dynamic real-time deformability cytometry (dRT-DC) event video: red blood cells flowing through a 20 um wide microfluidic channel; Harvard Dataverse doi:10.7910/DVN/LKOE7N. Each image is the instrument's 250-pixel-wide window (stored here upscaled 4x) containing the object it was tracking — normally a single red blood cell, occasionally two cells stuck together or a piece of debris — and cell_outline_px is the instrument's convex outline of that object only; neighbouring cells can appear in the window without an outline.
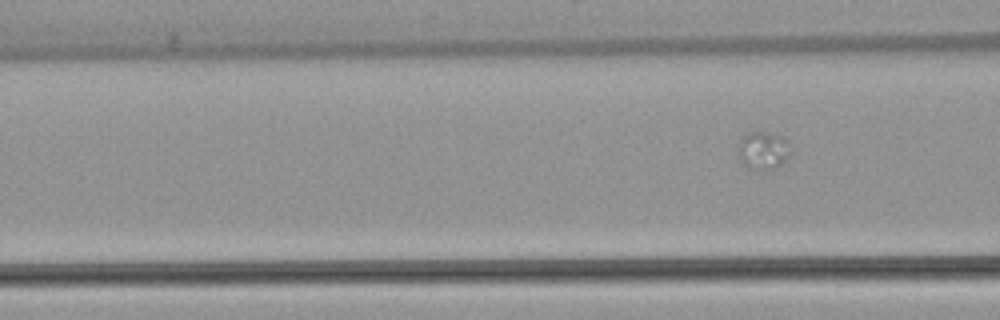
{"species": "common noctule bat (a hibernating species)", "species_latin": "Nyctalus noctula", "temperature_condition": "warm", "stored_images_in_passage": 5, "segment_of_instrument_passage": [2, 2], "camera_frame_rate_fps": 3000, "um_per_image_px": 0.085, "animal": {"sex": "female", "body_mass_g": 22.7, "forearm_length_mm": 54.2}, "frame": {"image": 1, "passage_image": 5, "time_ms": 6.333, "image_size_px": [1000, 320], "cell_outline_px": [[788, 156], [776, 168], [748, 168], [740, 160], [736, 152], [740, 140], [748, 132], [764, 132], [784, 136], [788, 140]], "centroid_in_image_um": [64.82, 12.75], "position_along_channel_um": 101.8, "area_um2": 11.33}}